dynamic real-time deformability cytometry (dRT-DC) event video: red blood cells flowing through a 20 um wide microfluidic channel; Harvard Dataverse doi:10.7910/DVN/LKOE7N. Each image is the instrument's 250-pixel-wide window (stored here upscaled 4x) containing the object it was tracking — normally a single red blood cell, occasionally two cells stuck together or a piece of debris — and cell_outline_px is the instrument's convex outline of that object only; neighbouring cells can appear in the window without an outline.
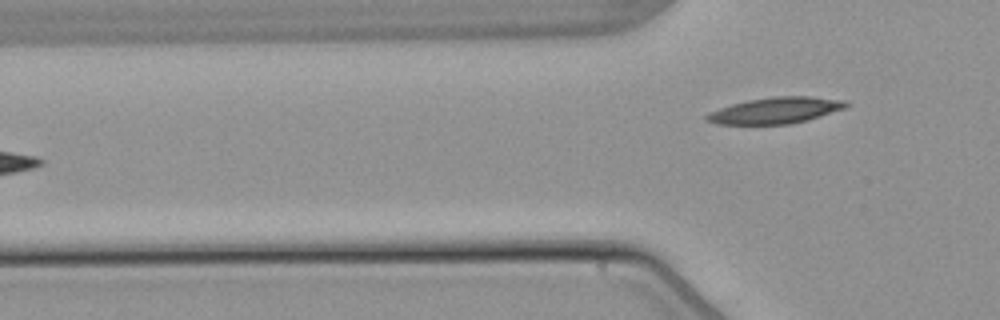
{"species": "common noctule bat (a hibernating species)", "species_latin": "Nyctalus noctula", "temperature_condition": "warm", "stored_images_in_passage": 5, "camera_frame_rate_fps": 3000, "um_per_image_px": 0.085, "animal": {"sex": "male", "body_mass_g": 21.5, "forearm_length_mm": 52.0}, "frame": {"image": 1, "passage_image": 5, "time_ms": 6.0, "image_size_px": [1000, 320], "cell_outline_px": [[848, 104], [844, 108], [808, 120], [788, 124], [716, 124], [704, 120], [704, 116], [708, 112], [732, 104], [748, 100], [772, 96], [812, 96], [844, 100]], "centroid_in_image_um": [65.87, 9.38], "position_along_channel_um": 59.9, "area_um2": 21.27}}